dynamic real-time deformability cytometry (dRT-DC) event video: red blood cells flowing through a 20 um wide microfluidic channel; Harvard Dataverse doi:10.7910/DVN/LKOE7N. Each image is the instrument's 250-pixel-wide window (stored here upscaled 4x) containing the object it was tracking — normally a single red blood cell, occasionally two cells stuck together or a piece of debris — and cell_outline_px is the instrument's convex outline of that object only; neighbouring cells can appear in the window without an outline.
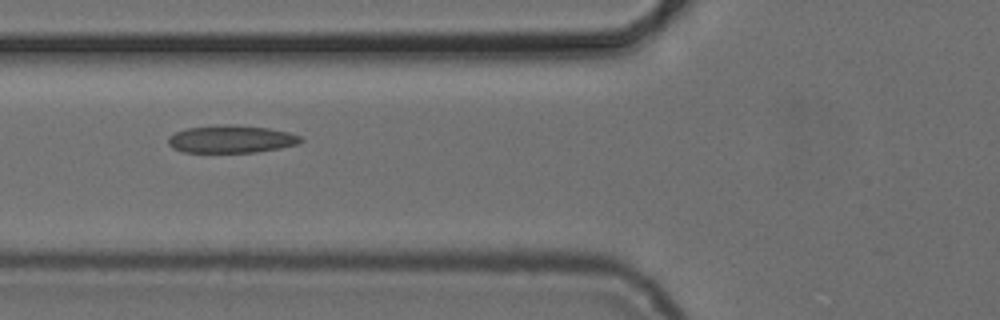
{"species": "common noctule bat (a hibernating species)", "species_latin": "Nyctalus noctula", "temperature_condition": "cold", "stored_images_in_passage": 6, "camera_frame_rate_fps": 3000, "um_per_image_px": 0.085, "animal": {"sex": "female", "body_mass_g": 24.6, "forearm_length_mm": 56.2}, "frame": {"image": 1, "passage_image": 4, "time_ms": 3.333, "image_size_px": [1000, 320], "cell_outline_px": [[304, 140], [300, 144], [280, 148], [256, 152], [184, 152], [172, 148], [168, 144], [168, 136], [176, 132], [188, 128], [224, 124], [232, 124], [268, 128], [288, 132], [300, 136]], "centroid_in_image_um": [19.67, 11.82], "position_along_channel_um": 106.1, "area_um2": 21.39}}
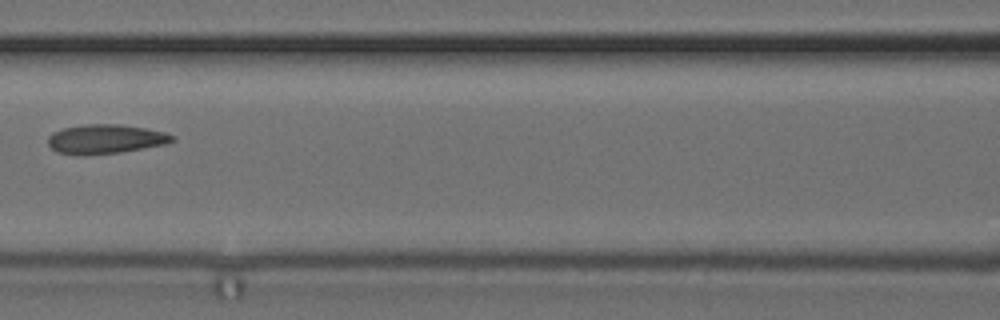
{"frame": {"image": 2, "passage_image": 5, "time_ms": 4.667, "image_size_px": [1000, 320], "cell_outline_px": [[176, 140], [168, 144], [120, 152], [84, 156], [80, 156], [56, 152], [48, 144], [48, 136], [52, 132], [64, 128], [84, 124], [120, 124], [144, 128], [164, 132], [176, 136]], "centroid_in_image_um": [8.97, 11.83], "position_along_channel_um": 157.6, "area_um2": 21.5}}
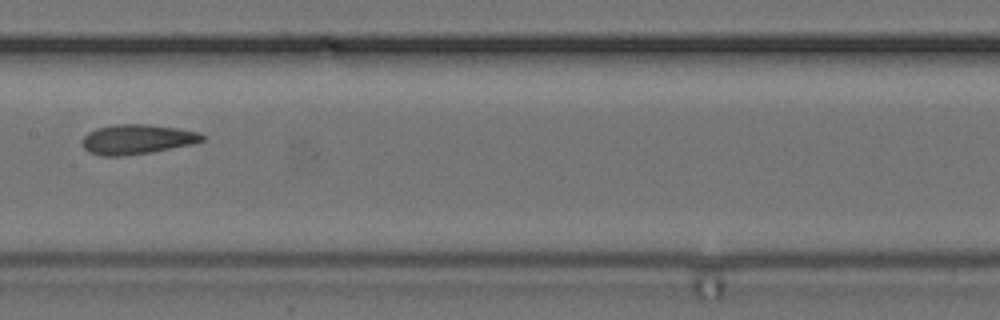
{"frame": {"image": 3, "passage_image": 6, "time_ms": 5.667, "image_size_px": [1000, 320], "cell_outline_px": [[204, 140], [192, 144], [152, 152], [124, 156], [100, 156], [88, 152], [84, 148], [84, 136], [88, 132], [96, 128], [112, 124], [148, 124], [176, 128], [196, 132], [204, 136]], "centroid_in_image_um": [11.61, 11.84], "position_along_channel_um": 195.8, "area_um2": 20.75}}